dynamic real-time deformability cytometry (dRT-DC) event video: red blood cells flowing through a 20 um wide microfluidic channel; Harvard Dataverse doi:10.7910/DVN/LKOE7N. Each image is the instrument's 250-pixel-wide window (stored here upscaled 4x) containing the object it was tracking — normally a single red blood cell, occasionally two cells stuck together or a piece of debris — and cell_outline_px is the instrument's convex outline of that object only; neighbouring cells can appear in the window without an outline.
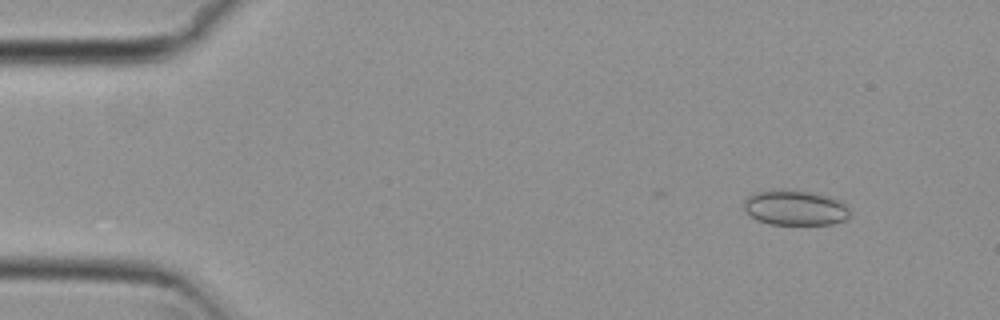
{"species": "common noctule bat (a hibernating species)", "species_latin": "Nyctalus noctula", "temperature_condition": "cold", "stored_images_in_passage": 17, "camera_frame_rate_fps": 3000, "um_per_image_px": 0.085, "animal": {"sex": "female", "body_mass_g": 29.2, "forearm_length_mm": 56.3}, "frame": {"image": 1, "passage_image": 6, "time_ms": 1.667, "image_size_px": [1000, 320], "cell_outline_px": [[848, 216], [844, 220], [832, 224], [768, 224], [756, 220], [744, 208], [744, 200], [748, 196], [756, 192], [808, 192], [828, 196], [840, 200], [848, 208]], "centroid_in_image_um": [67.59, 17.7], "position_along_channel_um": 17.4, "area_um2": 20.87}}
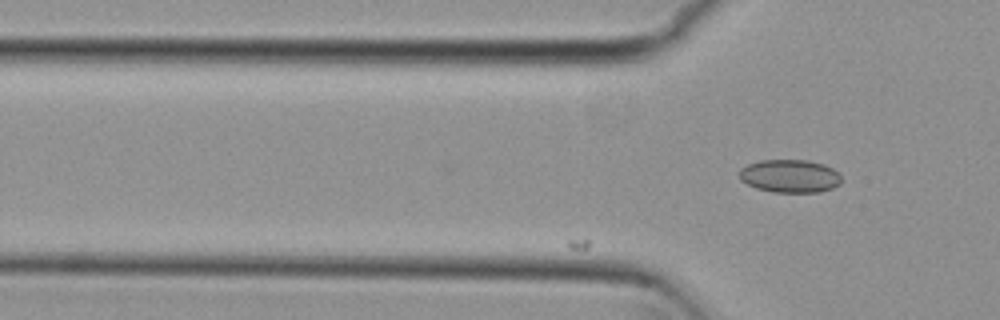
{"frame": {"image": 2, "passage_image": 17, "time_ms": 5.333, "image_size_px": [1000, 320], "cell_outline_px": [[840, 184], [832, 188], [820, 192], [772, 192], [756, 188], [740, 180], [740, 168], [748, 164], [760, 160], [808, 160], [824, 164], [832, 168], [840, 176]], "centroid_in_image_um": [67.13, 14.96], "position_along_channel_um": 58.7, "area_um2": 19.65}}